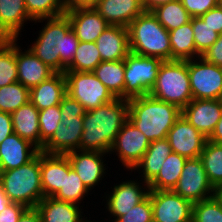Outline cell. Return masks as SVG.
Here are the masks:
<instances>
[{
    "instance_id": "25",
    "label": "cell",
    "mask_w": 222,
    "mask_h": 222,
    "mask_svg": "<svg viewBox=\"0 0 222 222\" xmlns=\"http://www.w3.org/2000/svg\"><path fill=\"white\" fill-rule=\"evenodd\" d=\"M39 110L31 103L20 106L11 113L13 132L28 140L41 151Z\"/></svg>"
},
{
    "instance_id": "22",
    "label": "cell",
    "mask_w": 222,
    "mask_h": 222,
    "mask_svg": "<svg viewBox=\"0 0 222 222\" xmlns=\"http://www.w3.org/2000/svg\"><path fill=\"white\" fill-rule=\"evenodd\" d=\"M102 61H121L130 53L128 28L109 25L96 40Z\"/></svg>"
},
{
    "instance_id": "46",
    "label": "cell",
    "mask_w": 222,
    "mask_h": 222,
    "mask_svg": "<svg viewBox=\"0 0 222 222\" xmlns=\"http://www.w3.org/2000/svg\"><path fill=\"white\" fill-rule=\"evenodd\" d=\"M201 57L208 63L222 67V34Z\"/></svg>"
},
{
    "instance_id": "34",
    "label": "cell",
    "mask_w": 222,
    "mask_h": 222,
    "mask_svg": "<svg viewBox=\"0 0 222 222\" xmlns=\"http://www.w3.org/2000/svg\"><path fill=\"white\" fill-rule=\"evenodd\" d=\"M101 61L96 42L79 41L74 58L66 67V71L92 72Z\"/></svg>"
},
{
    "instance_id": "27",
    "label": "cell",
    "mask_w": 222,
    "mask_h": 222,
    "mask_svg": "<svg viewBox=\"0 0 222 222\" xmlns=\"http://www.w3.org/2000/svg\"><path fill=\"white\" fill-rule=\"evenodd\" d=\"M171 153L172 149L167 138L151 141L145 154L133 168L134 170L139 169L138 171L142 169L143 187L144 185H148L158 175L164 162Z\"/></svg>"
},
{
    "instance_id": "49",
    "label": "cell",
    "mask_w": 222,
    "mask_h": 222,
    "mask_svg": "<svg viewBox=\"0 0 222 222\" xmlns=\"http://www.w3.org/2000/svg\"><path fill=\"white\" fill-rule=\"evenodd\" d=\"M98 0H67L65 2L66 11L79 8H94Z\"/></svg>"
},
{
    "instance_id": "43",
    "label": "cell",
    "mask_w": 222,
    "mask_h": 222,
    "mask_svg": "<svg viewBox=\"0 0 222 222\" xmlns=\"http://www.w3.org/2000/svg\"><path fill=\"white\" fill-rule=\"evenodd\" d=\"M61 111V120L76 119V117H84V107L75 99L66 94L59 104Z\"/></svg>"
},
{
    "instance_id": "35",
    "label": "cell",
    "mask_w": 222,
    "mask_h": 222,
    "mask_svg": "<svg viewBox=\"0 0 222 222\" xmlns=\"http://www.w3.org/2000/svg\"><path fill=\"white\" fill-rule=\"evenodd\" d=\"M18 39H9L0 43V87L18 81L16 64V42Z\"/></svg>"
},
{
    "instance_id": "53",
    "label": "cell",
    "mask_w": 222,
    "mask_h": 222,
    "mask_svg": "<svg viewBox=\"0 0 222 222\" xmlns=\"http://www.w3.org/2000/svg\"><path fill=\"white\" fill-rule=\"evenodd\" d=\"M9 203L10 201L8 200V197L5 195V193L3 192V188L0 182V213L6 209Z\"/></svg>"
},
{
    "instance_id": "16",
    "label": "cell",
    "mask_w": 222,
    "mask_h": 222,
    "mask_svg": "<svg viewBox=\"0 0 222 222\" xmlns=\"http://www.w3.org/2000/svg\"><path fill=\"white\" fill-rule=\"evenodd\" d=\"M72 169L78 174L86 188L90 191L98 185L106 173L104 152L75 150L65 154Z\"/></svg>"
},
{
    "instance_id": "32",
    "label": "cell",
    "mask_w": 222,
    "mask_h": 222,
    "mask_svg": "<svg viewBox=\"0 0 222 222\" xmlns=\"http://www.w3.org/2000/svg\"><path fill=\"white\" fill-rule=\"evenodd\" d=\"M207 178L216 190L222 186V144L206 141L200 155Z\"/></svg>"
},
{
    "instance_id": "48",
    "label": "cell",
    "mask_w": 222,
    "mask_h": 222,
    "mask_svg": "<svg viewBox=\"0 0 222 222\" xmlns=\"http://www.w3.org/2000/svg\"><path fill=\"white\" fill-rule=\"evenodd\" d=\"M13 133L11 114L0 111V144Z\"/></svg>"
},
{
    "instance_id": "10",
    "label": "cell",
    "mask_w": 222,
    "mask_h": 222,
    "mask_svg": "<svg viewBox=\"0 0 222 222\" xmlns=\"http://www.w3.org/2000/svg\"><path fill=\"white\" fill-rule=\"evenodd\" d=\"M172 191L192 203L215 196L216 190L207 178L200 157L186 160L181 176Z\"/></svg>"
},
{
    "instance_id": "5",
    "label": "cell",
    "mask_w": 222,
    "mask_h": 222,
    "mask_svg": "<svg viewBox=\"0 0 222 222\" xmlns=\"http://www.w3.org/2000/svg\"><path fill=\"white\" fill-rule=\"evenodd\" d=\"M0 182L8 200L35 208L44 199L41 184L40 152L16 169L0 172Z\"/></svg>"
},
{
    "instance_id": "33",
    "label": "cell",
    "mask_w": 222,
    "mask_h": 222,
    "mask_svg": "<svg viewBox=\"0 0 222 222\" xmlns=\"http://www.w3.org/2000/svg\"><path fill=\"white\" fill-rule=\"evenodd\" d=\"M152 13L168 32L187 24L191 20L190 14L180 0L165 3L155 8Z\"/></svg>"
},
{
    "instance_id": "11",
    "label": "cell",
    "mask_w": 222,
    "mask_h": 222,
    "mask_svg": "<svg viewBox=\"0 0 222 222\" xmlns=\"http://www.w3.org/2000/svg\"><path fill=\"white\" fill-rule=\"evenodd\" d=\"M153 222H192L193 203L168 190H150Z\"/></svg>"
},
{
    "instance_id": "41",
    "label": "cell",
    "mask_w": 222,
    "mask_h": 222,
    "mask_svg": "<svg viewBox=\"0 0 222 222\" xmlns=\"http://www.w3.org/2000/svg\"><path fill=\"white\" fill-rule=\"evenodd\" d=\"M38 120L42 150L44 145L51 139L61 122V111L59 105L40 110Z\"/></svg>"
},
{
    "instance_id": "14",
    "label": "cell",
    "mask_w": 222,
    "mask_h": 222,
    "mask_svg": "<svg viewBox=\"0 0 222 222\" xmlns=\"http://www.w3.org/2000/svg\"><path fill=\"white\" fill-rule=\"evenodd\" d=\"M181 115L209 138L222 115V99H193Z\"/></svg>"
},
{
    "instance_id": "6",
    "label": "cell",
    "mask_w": 222,
    "mask_h": 222,
    "mask_svg": "<svg viewBox=\"0 0 222 222\" xmlns=\"http://www.w3.org/2000/svg\"><path fill=\"white\" fill-rule=\"evenodd\" d=\"M149 95L157 100L176 105L181 110L192 100L188 75V60L163 61L156 83Z\"/></svg>"
},
{
    "instance_id": "20",
    "label": "cell",
    "mask_w": 222,
    "mask_h": 222,
    "mask_svg": "<svg viewBox=\"0 0 222 222\" xmlns=\"http://www.w3.org/2000/svg\"><path fill=\"white\" fill-rule=\"evenodd\" d=\"M16 43L18 82L28 89L49 79L56 72L43 63L29 48L23 52Z\"/></svg>"
},
{
    "instance_id": "17",
    "label": "cell",
    "mask_w": 222,
    "mask_h": 222,
    "mask_svg": "<svg viewBox=\"0 0 222 222\" xmlns=\"http://www.w3.org/2000/svg\"><path fill=\"white\" fill-rule=\"evenodd\" d=\"M83 132V117L61 120L51 139L44 145L41 152L65 155L80 150Z\"/></svg>"
},
{
    "instance_id": "56",
    "label": "cell",
    "mask_w": 222,
    "mask_h": 222,
    "mask_svg": "<svg viewBox=\"0 0 222 222\" xmlns=\"http://www.w3.org/2000/svg\"><path fill=\"white\" fill-rule=\"evenodd\" d=\"M218 2H219V5L222 7V0H219Z\"/></svg>"
},
{
    "instance_id": "24",
    "label": "cell",
    "mask_w": 222,
    "mask_h": 222,
    "mask_svg": "<svg viewBox=\"0 0 222 222\" xmlns=\"http://www.w3.org/2000/svg\"><path fill=\"white\" fill-rule=\"evenodd\" d=\"M66 94L64 73H55L49 79L30 89V102L40 111L59 105Z\"/></svg>"
},
{
    "instance_id": "18",
    "label": "cell",
    "mask_w": 222,
    "mask_h": 222,
    "mask_svg": "<svg viewBox=\"0 0 222 222\" xmlns=\"http://www.w3.org/2000/svg\"><path fill=\"white\" fill-rule=\"evenodd\" d=\"M71 164L66 155L47 154L40 151L41 184L44 197H53L62 187L64 173Z\"/></svg>"
},
{
    "instance_id": "50",
    "label": "cell",
    "mask_w": 222,
    "mask_h": 222,
    "mask_svg": "<svg viewBox=\"0 0 222 222\" xmlns=\"http://www.w3.org/2000/svg\"><path fill=\"white\" fill-rule=\"evenodd\" d=\"M18 222H41L40 214L36 208H28L20 217Z\"/></svg>"
},
{
    "instance_id": "26",
    "label": "cell",
    "mask_w": 222,
    "mask_h": 222,
    "mask_svg": "<svg viewBox=\"0 0 222 222\" xmlns=\"http://www.w3.org/2000/svg\"><path fill=\"white\" fill-rule=\"evenodd\" d=\"M80 205L58 200L54 197H44L36 205L41 222H88L82 218Z\"/></svg>"
},
{
    "instance_id": "51",
    "label": "cell",
    "mask_w": 222,
    "mask_h": 222,
    "mask_svg": "<svg viewBox=\"0 0 222 222\" xmlns=\"http://www.w3.org/2000/svg\"><path fill=\"white\" fill-rule=\"evenodd\" d=\"M208 140L213 143L222 144V115Z\"/></svg>"
},
{
    "instance_id": "30",
    "label": "cell",
    "mask_w": 222,
    "mask_h": 222,
    "mask_svg": "<svg viewBox=\"0 0 222 222\" xmlns=\"http://www.w3.org/2000/svg\"><path fill=\"white\" fill-rule=\"evenodd\" d=\"M92 72L116 98L124 99V60L101 61Z\"/></svg>"
},
{
    "instance_id": "4",
    "label": "cell",
    "mask_w": 222,
    "mask_h": 222,
    "mask_svg": "<svg viewBox=\"0 0 222 222\" xmlns=\"http://www.w3.org/2000/svg\"><path fill=\"white\" fill-rule=\"evenodd\" d=\"M127 28L130 52L171 61L169 32L152 12L144 11Z\"/></svg>"
},
{
    "instance_id": "47",
    "label": "cell",
    "mask_w": 222,
    "mask_h": 222,
    "mask_svg": "<svg viewBox=\"0 0 222 222\" xmlns=\"http://www.w3.org/2000/svg\"><path fill=\"white\" fill-rule=\"evenodd\" d=\"M27 209L22 204L10 202L6 209L0 213V222H18Z\"/></svg>"
},
{
    "instance_id": "44",
    "label": "cell",
    "mask_w": 222,
    "mask_h": 222,
    "mask_svg": "<svg viewBox=\"0 0 222 222\" xmlns=\"http://www.w3.org/2000/svg\"><path fill=\"white\" fill-rule=\"evenodd\" d=\"M191 17H200L219 4V0H180Z\"/></svg>"
},
{
    "instance_id": "1",
    "label": "cell",
    "mask_w": 222,
    "mask_h": 222,
    "mask_svg": "<svg viewBox=\"0 0 222 222\" xmlns=\"http://www.w3.org/2000/svg\"><path fill=\"white\" fill-rule=\"evenodd\" d=\"M37 21L47 23L45 22L38 38L29 49L56 73H64L79 45V39L71 28L68 16L62 14L38 19L35 23Z\"/></svg>"
},
{
    "instance_id": "28",
    "label": "cell",
    "mask_w": 222,
    "mask_h": 222,
    "mask_svg": "<svg viewBox=\"0 0 222 222\" xmlns=\"http://www.w3.org/2000/svg\"><path fill=\"white\" fill-rule=\"evenodd\" d=\"M33 21L24 0H0V30L9 38L17 39L24 22Z\"/></svg>"
},
{
    "instance_id": "36",
    "label": "cell",
    "mask_w": 222,
    "mask_h": 222,
    "mask_svg": "<svg viewBox=\"0 0 222 222\" xmlns=\"http://www.w3.org/2000/svg\"><path fill=\"white\" fill-rule=\"evenodd\" d=\"M29 102L30 89L26 88L18 81L0 87V111L11 114L20 106Z\"/></svg>"
},
{
    "instance_id": "15",
    "label": "cell",
    "mask_w": 222,
    "mask_h": 222,
    "mask_svg": "<svg viewBox=\"0 0 222 222\" xmlns=\"http://www.w3.org/2000/svg\"><path fill=\"white\" fill-rule=\"evenodd\" d=\"M112 189L110 194H106L108 196L105 198L107 199V206L105 207L111 216L114 217V221L118 217L126 215L127 211L142 202L150 191L148 185L143 188L139 182L137 183L134 180L122 181Z\"/></svg>"
},
{
    "instance_id": "55",
    "label": "cell",
    "mask_w": 222,
    "mask_h": 222,
    "mask_svg": "<svg viewBox=\"0 0 222 222\" xmlns=\"http://www.w3.org/2000/svg\"><path fill=\"white\" fill-rule=\"evenodd\" d=\"M9 38L0 30V43L8 41Z\"/></svg>"
},
{
    "instance_id": "13",
    "label": "cell",
    "mask_w": 222,
    "mask_h": 222,
    "mask_svg": "<svg viewBox=\"0 0 222 222\" xmlns=\"http://www.w3.org/2000/svg\"><path fill=\"white\" fill-rule=\"evenodd\" d=\"M167 139L172 152L187 159L200 157L208 140L182 115L169 130Z\"/></svg>"
},
{
    "instance_id": "37",
    "label": "cell",
    "mask_w": 222,
    "mask_h": 222,
    "mask_svg": "<svg viewBox=\"0 0 222 222\" xmlns=\"http://www.w3.org/2000/svg\"><path fill=\"white\" fill-rule=\"evenodd\" d=\"M88 192L89 190L83 184L78 174L71 168L69 173H64L63 187L53 197L79 205Z\"/></svg>"
},
{
    "instance_id": "2",
    "label": "cell",
    "mask_w": 222,
    "mask_h": 222,
    "mask_svg": "<svg viewBox=\"0 0 222 222\" xmlns=\"http://www.w3.org/2000/svg\"><path fill=\"white\" fill-rule=\"evenodd\" d=\"M128 119V100L116 98L96 109L86 111L80 150L109 154L111 146Z\"/></svg>"
},
{
    "instance_id": "19",
    "label": "cell",
    "mask_w": 222,
    "mask_h": 222,
    "mask_svg": "<svg viewBox=\"0 0 222 222\" xmlns=\"http://www.w3.org/2000/svg\"><path fill=\"white\" fill-rule=\"evenodd\" d=\"M71 28L81 42H96L110 25L94 8H79L66 11Z\"/></svg>"
},
{
    "instance_id": "9",
    "label": "cell",
    "mask_w": 222,
    "mask_h": 222,
    "mask_svg": "<svg viewBox=\"0 0 222 222\" xmlns=\"http://www.w3.org/2000/svg\"><path fill=\"white\" fill-rule=\"evenodd\" d=\"M188 75L193 99H222V67L193 58L188 60Z\"/></svg>"
},
{
    "instance_id": "3",
    "label": "cell",
    "mask_w": 222,
    "mask_h": 222,
    "mask_svg": "<svg viewBox=\"0 0 222 222\" xmlns=\"http://www.w3.org/2000/svg\"><path fill=\"white\" fill-rule=\"evenodd\" d=\"M176 105L157 100L150 95L128 100V120L151 142L167 138L169 130L180 118Z\"/></svg>"
},
{
    "instance_id": "23",
    "label": "cell",
    "mask_w": 222,
    "mask_h": 222,
    "mask_svg": "<svg viewBox=\"0 0 222 222\" xmlns=\"http://www.w3.org/2000/svg\"><path fill=\"white\" fill-rule=\"evenodd\" d=\"M94 9L110 25L124 27L145 11L141 0H98Z\"/></svg>"
},
{
    "instance_id": "52",
    "label": "cell",
    "mask_w": 222,
    "mask_h": 222,
    "mask_svg": "<svg viewBox=\"0 0 222 222\" xmlns=\"http://www.w3.org/2000/svg\"><path fill=\"white\" fill-rule=\"evenodd\" d=\"M174 0H141L145 11L152 12L155 8Z\"/></svg>"
},
{
    "instance_id": "7",
    "label": "cell",
    "mask_w": 222,
    "mask_h": 222,
    "mask_svg": "<svg viewBox=\"0 0 222 222\" xmlns=\"http://www.w3.org/2000/svg\"><path fill=\"white\" fill-rule=\"evenodd\" d=\"M163 60L157 57L141 56L130 52L124 59V99L149 95L156 83Z\"/></svg>"
},
{
    "instance_id": "54",
    "label": "cell",
    "mask_w": 222,
    "mask_h": 222,
    "mask_svg": "<svg viewBox=\"0 0 222 222\" xmlns=\"http://www.w3.org/2000/svg\"><path fill=\"white\" fill-rule=\"evenodd\" d=\"M215 195L222 202V186H220L216 189Z\"/></svg>"
},
{
    "instance_id": "45",
    "label": "cell",
    "mask_w": 222,
    "mask_h": 222,
    "mask_svg": "<svg viewBox=\"0 0 222 222\" xmlns=\"http://www.w3.org/2000/svg\"><path fill=\"white\" fill-rule=\"evenodd\" d=\"M200 18L218 34H222V7L219 4L201 15Z\"/></svg>"
},
{
    "instance_id": "31",
    "label": "cell",
    "mask_w": 222,
    "mask_h": 222,
    "mask_svg": "<svg viewBox=\"0 0 222 222\" xmlns=\"http://www.w3.org/2000/svg\"><path fill=\"white\" fill-rule=\"evenodd\" d=\"M187 158L172 152L158 175L148 184L150 190L172 191L176 186Z\"/></svg>"
},
{
    "instance_id": "42",
    "label": "cell",
    "mask_w": 222,
    "mask_h": 222,
    "mask_svg": "<svg viewBox=\"0 0 222 222\" xmlns=\"http://www.w3.org/2000/svg\"><path fill=\"white\" fill-rule=\"evenodd\" d=\"M114 222H153L150 196L148 195L142 202L127 211L126 215L118 217Z\"/></svg>"
},
{
    "instance_id": "38",
    "label": "cell",
    "mask_w": 222,
    "mask_h": 222,
    "mask_svg": "<svg viewBox=\"0 0 222 222\" xmlns=\"http://www.w3.org/2000/svg\"><path fill=\"white\" fill-rule=\"evenodd\" d=\"M29 17L38 19L56 17L65 14L64 0H24Z\"/></svg>"
},
{
    "instance_id": "39",
    "label": "cell",
    "mask_w": 222,
    "mask_h": 222,
    "mask_svg": "<svg viewBox=\"0 0 222 222\" xmlns=\"http://www.w3.org/2000/svg\"><path fill=\"white\" fill-rule=\"evenodd\" d=\"M192 222H222V202L216 195L193 203Z\"/></svg>"
},
{
    "instance_id": "29",
    "label": "cell",
    "mask_w": 222,
    "mask_h": 222,
    "mask_svg": "<svg viewBox=\"0 0 222 222\" xmlns=\"http://www.w3.org/2000/svg\"><path fill=\"white\" fill-rule=\"evenodd\" d=\"M169 41L171 46V61H186L201 57L196 52L192 28V17L190 22L187 24L169 31Z\"/></svg>"
},
{
    "instance_id": "21",
    "label": "cell",
    "mask_w": 222,
    "mask_h": 222,
    "mask_svg": "<svg viewBox=\"0 0 222 222\" xmlns=\"http://www.w3.org/2000/svg\"><path fill=\"white\" fill-rule=\"evenodd\" d=\"M39 152L40 150L28 140L13 132L0 144V172L28 163Z\"/></svg>"
},
{
    "instance_id": "40",
    "label": "cell",
    "mask_w": 222,
    "mask_h": 222,
    "mask_svg": "<svg viewBox=\"0 0 222 222\" xmlns=\"http://www.w3.org/2000/svg\"><path fill=\"white\" fill-rule=\"evenodd\" d=\"M192 28L196 52L202 56L218 39L219 34L200 17H192Z\"/></svg>"
},
{
    "instance_id": "8",
    "label": "cell",
    "mask_w": 222,
    "mask_h": 222,
    "mask_svg": "<svg viewBox=\"0 0 222 222\" xmlns=\"http://www.w3.org/2000/svg\"><path fill=\"white\" fill-rule=\"evenodd\" d=\"M66 93L90 111L116 97L93 72L65 71Z\"/></svg>"
},
{
    "instance_id": "12",
    "label": "cell",
    "mask_w": 222,
    "mask_h": 222,
    "mask_svg": "<svg viewBox=\"0 0 222 222\" xmlns=\"http://www.w3.org/2000/svg\"><path fill=\"white\" fill-rule=\"evenodd\" d=\"M150 141L128 119L117 134L110 153L116 152L119 161L126 169L133 171L150 145Z\"/></svg>"
}]
</instances>
